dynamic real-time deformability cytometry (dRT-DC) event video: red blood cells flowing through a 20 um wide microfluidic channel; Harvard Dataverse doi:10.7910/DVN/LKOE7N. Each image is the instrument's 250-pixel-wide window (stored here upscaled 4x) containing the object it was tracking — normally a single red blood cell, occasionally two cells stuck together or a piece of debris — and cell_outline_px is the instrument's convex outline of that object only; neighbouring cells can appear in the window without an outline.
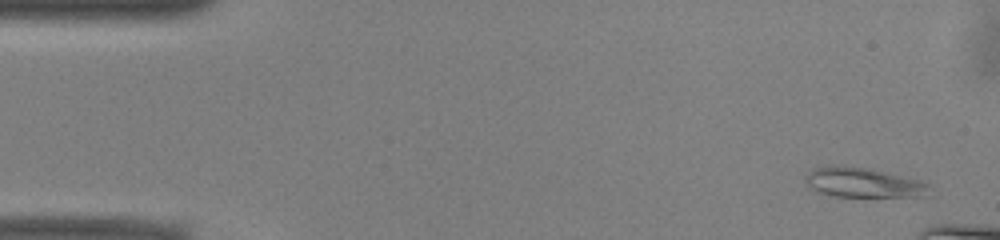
{"species": "common noctule bat (a hibernating species)", "species_latin": "Nyctalus noctula", "temperature_condition": "warm", "stored_images_in_passage": 13, "camera_frame_rate_fps": 3000, "um_per_image_px": 0.085, "animal": {"sex": "male", "body_mass_g": 13.0, "forearm_length_mm": 53.1}, "frame": {"image": 1, "passage_image": 1, "time_ms": 0.0, "image_size_px": [1000, 240], "cell_outline_px": [[928, 196], [832, 196], [816, 192], [804, 180], [804, 176], [812, 168], [832, 164], [844, 164], [864, 168], [900, 176], [916, 180], [928, 184]], "centroid_in_image_um": [73.24, 15.5], "position_along_channel_um": 11.8, "area_um2": 21.27}}